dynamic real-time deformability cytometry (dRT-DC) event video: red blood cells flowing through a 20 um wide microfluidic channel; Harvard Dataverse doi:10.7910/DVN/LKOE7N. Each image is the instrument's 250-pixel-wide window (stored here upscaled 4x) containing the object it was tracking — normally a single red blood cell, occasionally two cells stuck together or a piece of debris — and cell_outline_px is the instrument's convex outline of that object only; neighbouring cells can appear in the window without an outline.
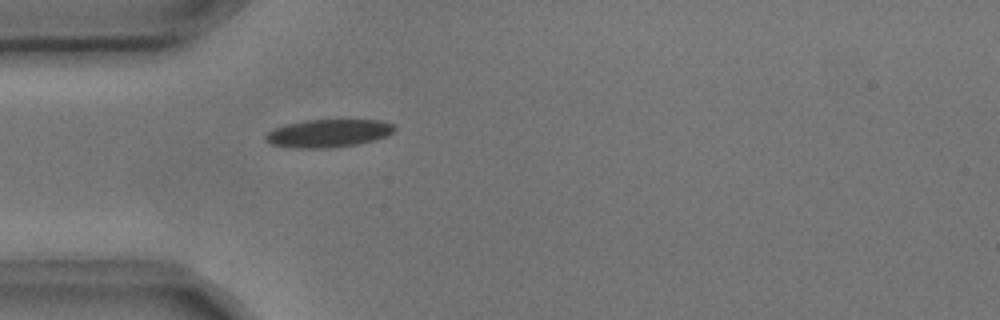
{"species": "common noctule bat (a hibernating species)", "species_latin": "Nyctalus noctula", "temperature_condition": "cold", "stored_images_in_passage": 1, "camera_frame_rate_fps": 3000, "um_per_image_px": 0.085, "animal": {"sex": "male", "body_mass_g": 17.9, "forearm_length_mm": 54.2}, "frame": {"image": 1, "passage_image": 1, "time_ms": 0.0, "image_size_px": [1000, 320], "cell_outline_px": [[396, 128], [388, 136], [376, 140], [360, 144], [332, 148], [292, 148], [268, 144], [264, 140], [264, 136], [268, 132], [276, 128], [288, 124], [308, 120], [380, 120], [392, 124]], "centroid_in_image_um": [27.91, 11.35], "position_along_channel_um": 57.1, "area_um2": 21.15}}